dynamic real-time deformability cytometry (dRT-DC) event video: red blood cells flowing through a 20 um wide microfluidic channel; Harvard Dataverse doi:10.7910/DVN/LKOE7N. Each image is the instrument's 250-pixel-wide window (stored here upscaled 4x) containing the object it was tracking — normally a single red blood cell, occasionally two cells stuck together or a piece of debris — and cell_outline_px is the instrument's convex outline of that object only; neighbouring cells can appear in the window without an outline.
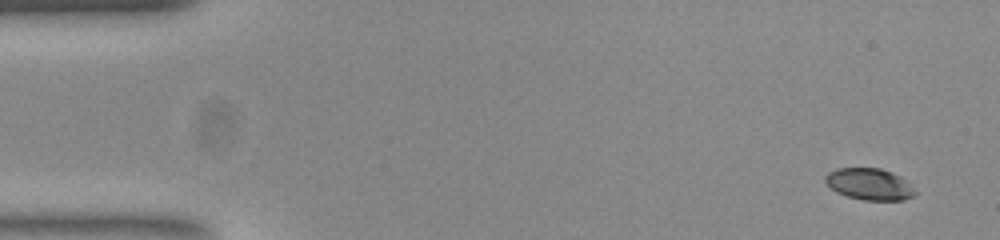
{"species": "common noctule bat (a hibernating species)", "species_latin": "Nyctalus noctula", "temperature_condition": "room temperature", "stored_images_in_passage": 52, "camera_frame_rate_fps": 3000, "um_per_image_px": 0.085, "animal": {"sex": "female", "body_mass_g": 23.0, "forearm_length_mm": 53.4}, "frame": {"image": 1, "passage_image": 1, "time_ms": 0.0, "image_size_px": [1000, 240], "cell_outline_px": [[916, 192], [912, 196], [904, 200], [864, 200], [848, 196], [836, 192], [824, 180], [824, 176], [828, 172], [836, 168], [880, 168], [892, 172], [900, 176]], "centroid_in_image_um": [73.86, 15.64], "position_along_channel_um": 11.1, "area_um2": 16.36}}
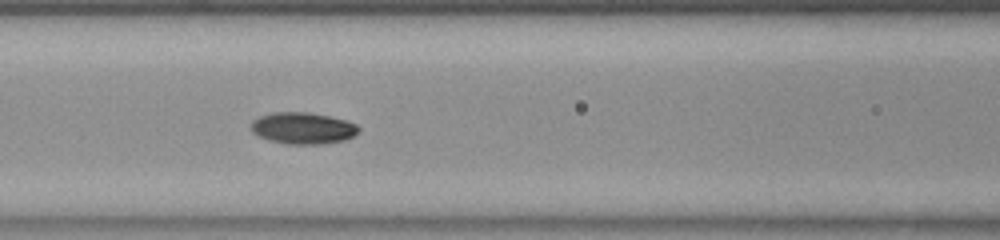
{"frame": {"image": 2, "passage_image": 21, "time_ms": 6.667, "image_size_px": [1000, 240], "cell_outline_px": [[360, 128], [352, 136], [344, 140], [324, 144], [288, 144], [268, 140], [252, 132], [252, 120], [260, 116], [272, 112], [308, 112], [348, 120], [356, 124]], "centroid_in_image_um": [25.74, 10.89], "position_along_channel_um": 140.9, "area_um2": 19.77}}
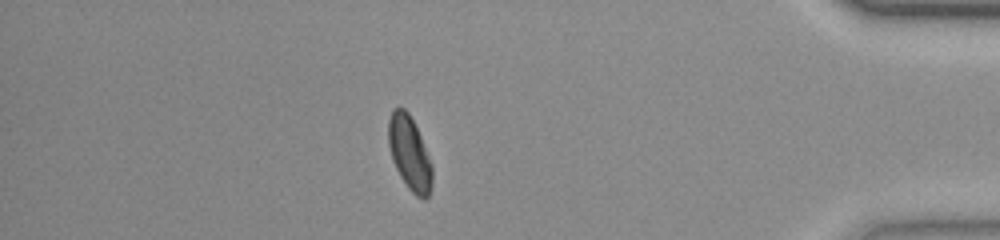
{"frame": {"image": 3, "passage_image": 45, "time_ms": 14.667, "image_size_px": [1000, 240], "cell_outline_px": [[432, 188], [428, 196], [424, 200], [416, 196], [408, 188], [400, 176], [392, 160], [388, 144], [388, 120], [392, 108], [404, 108], [408, 112], [420, 136], [432, 164]], "centroid_in_image_um": [34.8, 13.04], "position_along_channel_um": 400.4, "area_um2": 18.84}, "authors_computed_cell_mechanics": {"area_um2": 18.5538, "velocity_mm_per_s": 3.7869, "shape_relaxation_time_tau1_ms": 3.7703, "shape_relaxation_time_tau2_ms": 3.8547, "deformation_change_tau1": 0.1228, "deformation_change_tau2": 0.0519}}